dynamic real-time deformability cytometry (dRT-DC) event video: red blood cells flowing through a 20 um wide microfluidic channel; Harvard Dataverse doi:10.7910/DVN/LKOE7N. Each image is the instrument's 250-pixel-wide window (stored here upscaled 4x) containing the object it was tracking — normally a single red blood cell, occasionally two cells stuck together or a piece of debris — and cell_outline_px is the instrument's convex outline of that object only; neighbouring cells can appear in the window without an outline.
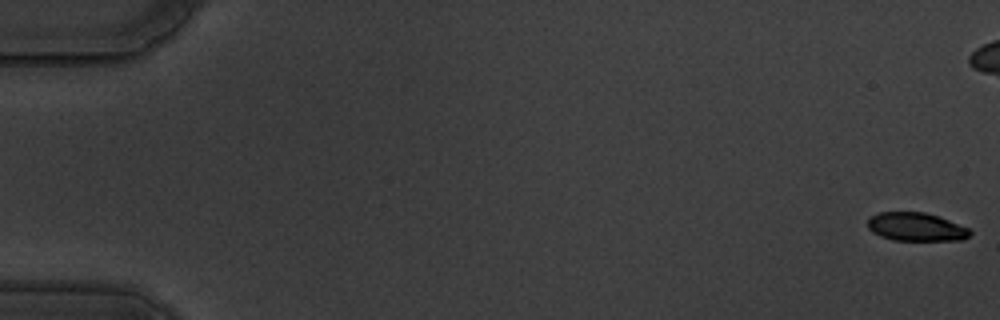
{"species": "common noctule bat (a hibernating species)", "species_latin": "Nyctalus noctula", "temperature_condition": "warm", "stored_images_in_passage": 58, "camera_frame_rate_fps": 3000, "um_per_image_px": 0.085, "animal": {"sex": "male", "body_mass_g": 19.5, "forearm_length_mm": 54.6}, "frame": {"image": 1, "passage_image": 1, "time_ms": 0.0, "image_size_px": [1000, 320], "cell_outline_px": [[972, 232], [964, 240], [892, 240], [880, 236], [872, 232], [868, 228], [868, 220], [876, 212], [924, 212], [940, 216], [968, 228]], "centroid_in_image_um": [77.86, 19.28], "position_along_channel_um": 7.1, "area_um2": 16.99}}
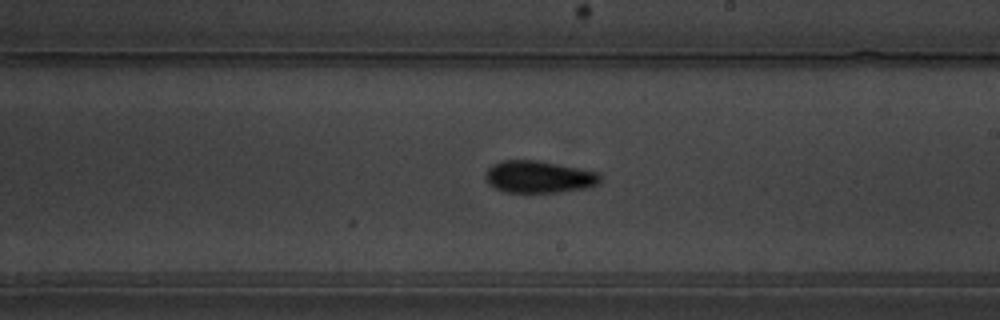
{"frame": {"image": 2, "passage_image": 35, "time_ms": 11.333, "image_size_px": [1000, 320], "cell_outline_px": [[600, 184], [588, 188], [560, 192], [504, 192], [488, 184], [484, 176], [488, 168], [492, 164], [504, 160], [540, 160], [600, 172]], "centroid_in_image_um": [45.83, 15.03], "position_along_channel_um": 243.2, "area_um2": 21.79}}
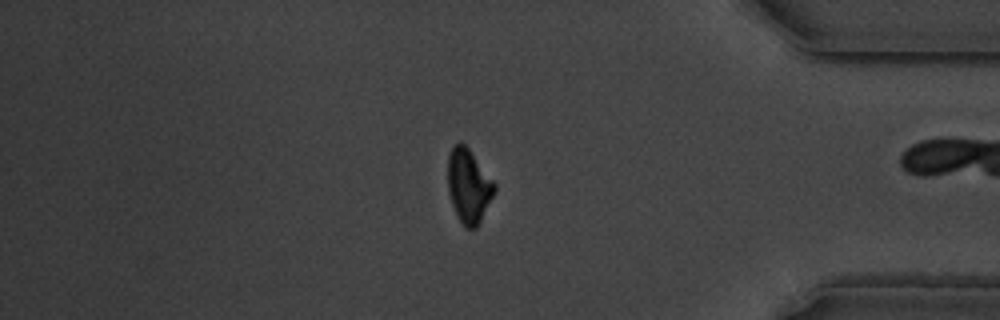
{"frame": {"image": 3, "passage_image": 50, "time_ms": 16.333, "image_size_px": [1000, 320], "cell_outline_px": [[496, 192], [476, 228], [464, 228], [452, 204], [448, 192], [448, 156], [452, 148], [456, 144], [464, 144], [468, 148], [496, 184]], "centroid_in_image_um": [39.84, 15.83], "position_along_channel_um": 395.4, "area_um2": 19.83}, "authors_computed_cell_mechanics": {"area_um2": 20.4323, "velocity_mm_per_s": 3.5305, "shape_relaxation_time_tau1_ms": 3.498, "shape_relaxation_time_tau2_ms": 4.5346, "deformation_change_tau1": 0.1525, "deformation_change_tau2": 0.1053}}